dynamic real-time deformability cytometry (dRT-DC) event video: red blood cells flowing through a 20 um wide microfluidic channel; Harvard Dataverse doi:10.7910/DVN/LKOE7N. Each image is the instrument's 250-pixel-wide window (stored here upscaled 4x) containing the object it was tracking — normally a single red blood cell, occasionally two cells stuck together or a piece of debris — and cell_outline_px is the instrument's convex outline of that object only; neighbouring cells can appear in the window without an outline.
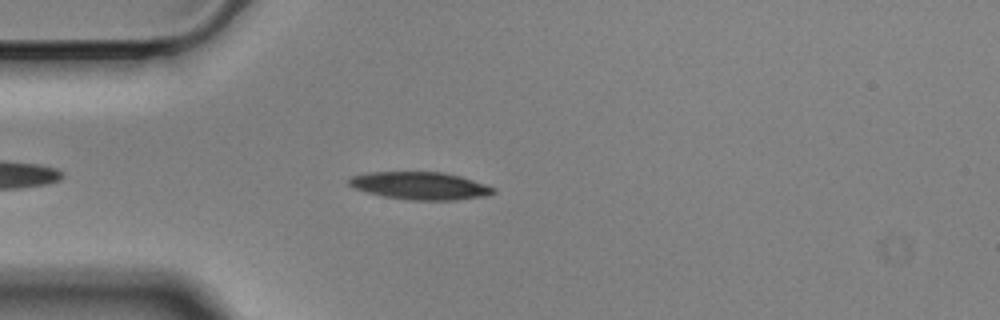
{"species": "Egyptian fruit bat (a non-hibernating species)", "species_latin": "Rousettus aegyptiacus", "temperature_condition": "cold", "stored_images_in_passage": 32, "camera_frame_rate_fps": 3000, "um_per_image_px": 0.085, "animal": {"sex": "male"}, "frame": {"image": 1, "passage_image": 6, "time_ms": 1.667, "image_size_px": [1000, 320], "cell_outline_px": [[496, 192], [484, 196], [456, 200], [408, 200], [384, 196], [352, 188], [348, 184], [348, 180], [352, 176], [368, 172], [444, 172], [460, 176], [496, 188]], "centroid_in_image_um": [35.69, 15.79], "position_along_channel_um": 49.3, "area_um2": 23.18}}
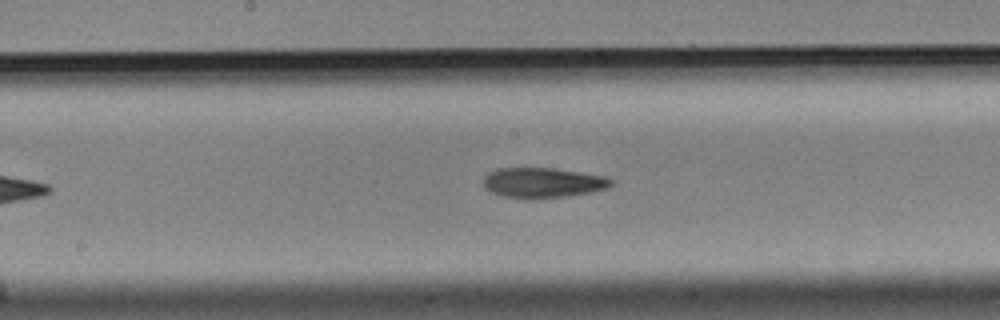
{"frame": {"image": 2, "passage_image": 20, "time_ms": 6.333, "image_size_px": [1000, 320], "cell_outline_px": [[612, 184], [608, 188], [592, 192], [568, 196], [532, 200], [528, 200], [504, 196], [492, 192], [484, 188], [484, 176], [488, 172], [496, 168], [552, 168], [604, 176], [612, 180]], "centroid_in_image_um": [46.11, 15.55], "position_along_channel_um": 202.1, "area_um2": 22.66}}
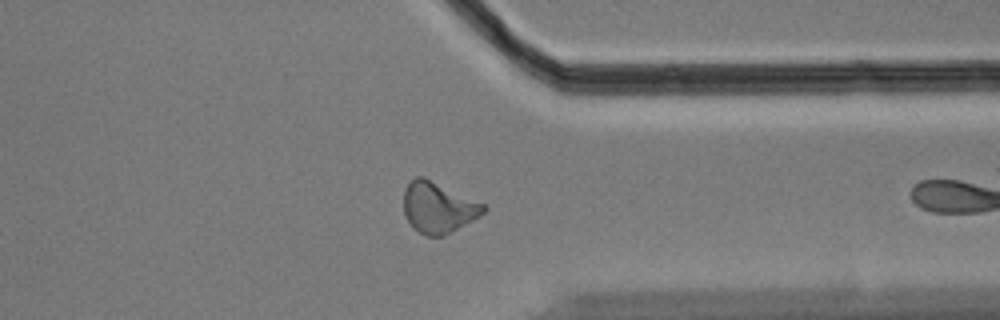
{"frame": {"image": 3, "passage_image": 31, "time_ms": 10.0, "image_size_px": [1000, 320], "cell_outline_px": [[488, 208], [480, 216], [444, 236], [428, 236], [412, 228], [404, 212], [404, 188], [416, 176], [424, 176], [484, 204]], "centroid_in_image_um": [37.24, 17.63], "position_along_channel_um": 374.2, "area_um2": 23.58}}